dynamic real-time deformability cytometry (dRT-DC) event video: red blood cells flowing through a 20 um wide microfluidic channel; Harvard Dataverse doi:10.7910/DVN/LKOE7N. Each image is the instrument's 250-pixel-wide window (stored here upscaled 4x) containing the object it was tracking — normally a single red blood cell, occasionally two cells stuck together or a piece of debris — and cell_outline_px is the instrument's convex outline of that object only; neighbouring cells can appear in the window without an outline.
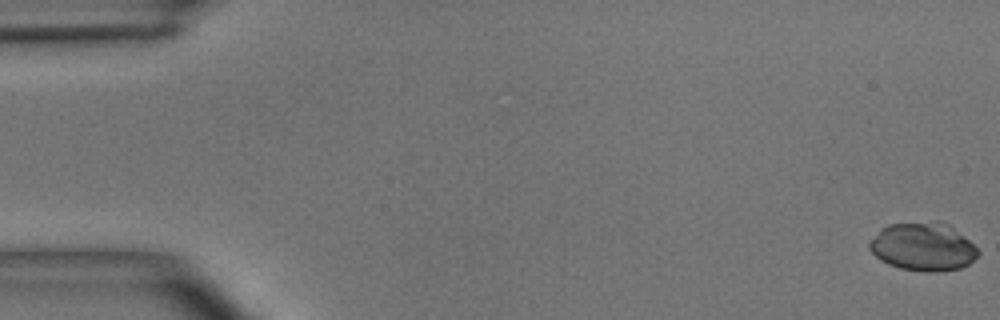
{"species": "common noctule bat (a hibernating species)", "species_latin": "Nyctalus noctula", "temperature_condition": "room temperature", "stored_images_in_passage": 52, "camera_frame_rate_fps": 3000, "um_per_image_px": 0.085, "animal": {"sex": "male", "body_mass_g": 15.6}, "frame": {"image": 1, "passage_image": 1, "time_ms": 0.0, "image_size_px": [1000, 320], "cell_outline_px": [[980, 252], [968, 264], [960, 268], [936, 272], [928, 272], [900, 268], [888, 264], [880, 260], [868, 248], [868, 240], [880, 228], [888, 224], [936, 220], [944, 220], [968, 240]], "centroid_in_image_um": [78.41, 20.94], "position_along_channel_um": 6.6, "area_um2": 30.87}}
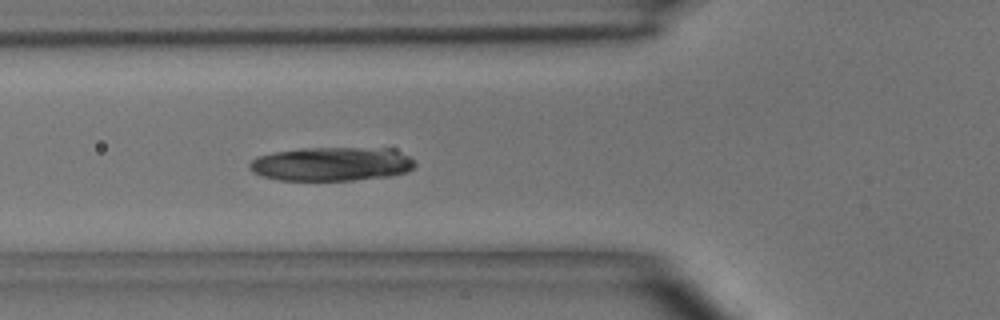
{"frame": {"image": 2, "passage_image": 19, "time_ms": 6.0, "image_size_px": [1000, 320], "cell_outline_px": [[416, 164], [408, 172], [392, 176], [352, 180], [280, 180], [264, 176], [252, 172], [248, 168], [248, 164], [256, 156], [276, 152], [300, 148], [396, 148], [408, 156]], "centroid_in_image_um": [28.21, 13.93], "position_along_channel_um": 97.6, "area_um2": 32.89}}
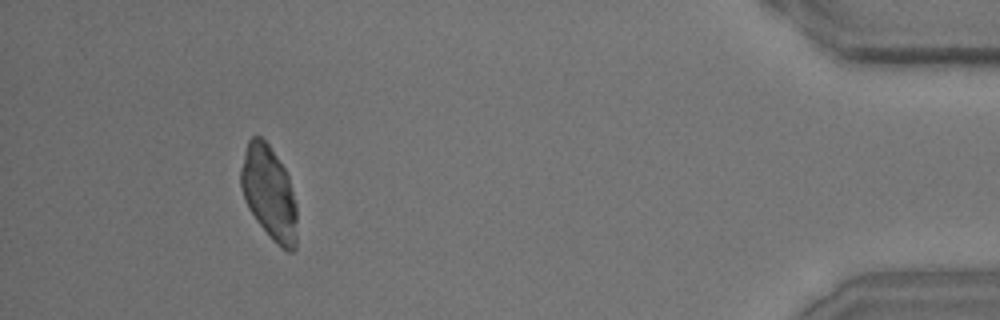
{"frame": {"image": 3, "passage_image": 48, "time_ms": 15.667, "image_size_px": [1000, 320], "cell_outline_px": [[296, 248], [292, 252], [288, 252], [276, 244], [272, 240], [256, 220], [248, 208], [244, 200], [240, 184], [240, 168], [244, 152], [248, 140], [252, 136], [260, 136], [268, 144], [284, 168], [288, 176], [296, 204]], "centroid_in_image_um": [22.85, 16.41], "position_along_channel_um": 412.3, "area_um2": 30.63}}